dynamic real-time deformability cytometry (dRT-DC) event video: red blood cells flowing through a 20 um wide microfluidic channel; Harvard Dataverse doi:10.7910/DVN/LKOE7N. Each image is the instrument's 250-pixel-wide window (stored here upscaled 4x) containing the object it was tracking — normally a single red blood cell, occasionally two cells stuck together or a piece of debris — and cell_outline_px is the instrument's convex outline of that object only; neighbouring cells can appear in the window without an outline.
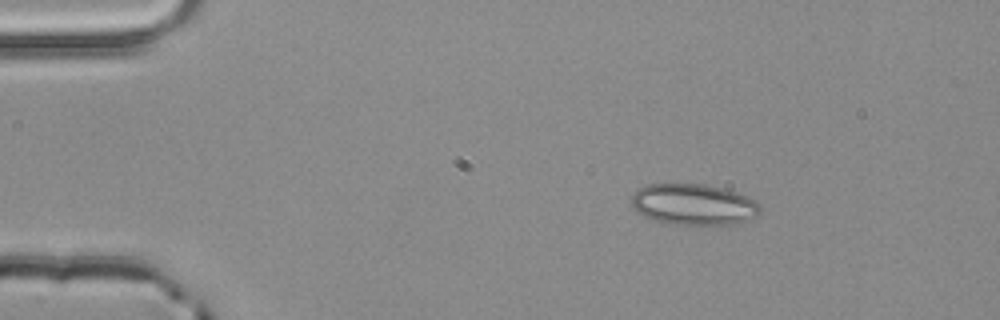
{"species": "common noctule bat (a hibernating species)", "species_latin": "Nyctalus noctula", "temperature_condition": "room temperature", "stored_images_in_passage": 3, "camera_frame_rate_fps": 3000, "um_per_image_px": 0.085, "animal": {"sex": "male", "body_mass_g": 20.4}, "frame": {"image": 1, "passage_image": 1, "time_ms": 0.0, "image_size_px": [1000, 320], "cell_outline_px": [[760, 212], [756, 216], [732, 224], [664, 224], [644, 216], [636, 212], [632, 208], [632, 196], [640, 188], [648, 184], [704, 184], [724, 188], [748, 196], [760, 204]], "centroid_in_image_um": [58.94, 17.38], "position_along_channel_um": 26.1, "area_um2": 30.81}}